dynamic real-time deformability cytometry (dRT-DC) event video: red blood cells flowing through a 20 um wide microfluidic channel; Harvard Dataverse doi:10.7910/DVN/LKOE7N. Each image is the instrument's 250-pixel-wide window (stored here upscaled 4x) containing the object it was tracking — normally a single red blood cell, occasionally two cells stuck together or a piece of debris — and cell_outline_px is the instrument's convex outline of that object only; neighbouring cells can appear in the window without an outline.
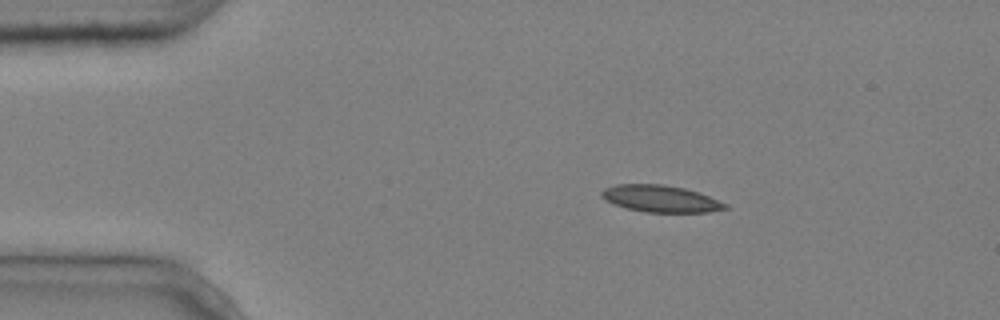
{"species": "common noctule bat (a hibernating species)", "species_latin": "Nyctalus noctula", "temperature_condition": "cold", "stored_images_in_passage": 4, "camera_frame_rate_fps": 3000, "um_per_image_px": 0.085, "animal": {"sex": "male", "body_mass_g": 20.4}, "frame": {"image": 1, "passage_image": 1, "time_ms": 0.0, "image_size_px": [1000, 320], "cell_outline_px": [[728, 208], [708, 212], [644, 212], [612, 204], [604, 200], [600, 196], [600, 192], [604, 188], [616, 184], [664, 184], [684, 188], [708, 196], [728, 204]], "centroid_in_image_um": [56.1, 16.88], "position_along_channel_um": 28.9, "area_um2": 19.36}}
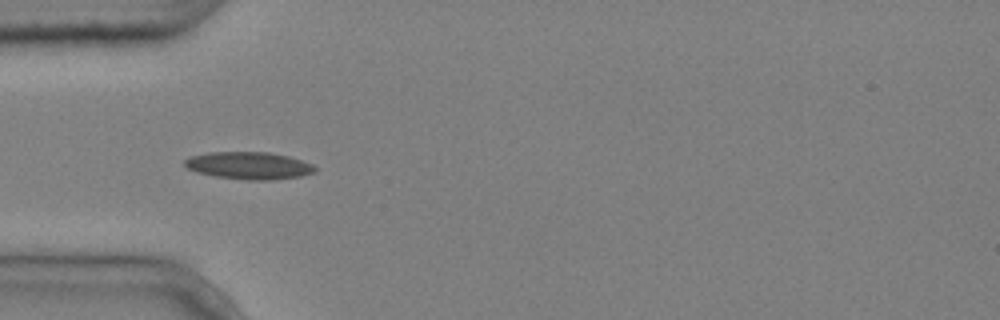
{"frame": {"image": 2, "passage_image": 3, "time_ms": 0.667, "image_size_px": [1000, 320], "cell_outline_px": [[316, 172], [300, 176], [272, 180], [248, 180], [216, 176], [196, 172], [188, 168], [184, 164], [184, 160], [192, 156], [208, 152], [268, 152], [288, 156], [312, 164], [316, 168]], "centroid_in_image_um": [21.16, 14.07], "position_along_channel_um": 63.8, "area_um2": 20.63}}